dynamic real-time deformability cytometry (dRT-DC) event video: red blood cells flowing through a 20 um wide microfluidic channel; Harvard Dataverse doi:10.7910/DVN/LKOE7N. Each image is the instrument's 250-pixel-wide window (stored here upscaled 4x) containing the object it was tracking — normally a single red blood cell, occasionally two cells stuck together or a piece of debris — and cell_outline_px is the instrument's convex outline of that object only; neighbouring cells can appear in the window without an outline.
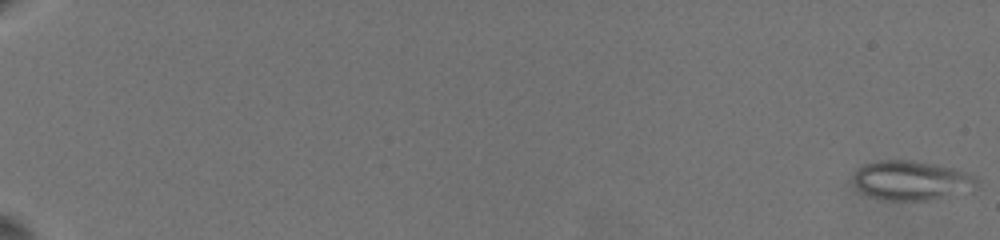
{"species": "common noctule bat (a hibernating species)", "species_latin": "Nyctalus noctula", "temperature_condition": "warm", "stored_images_in_passage": 76, "camera_frame_rate_fps": 3000, "um_per_image_px": 0.085, "animal": {"sex": "female", "body_mass_g": 19.5, "forearm_length_mm": 54.1}, "frame": {"image": 1, "passage_image": 1, "time_ms": 0.0, "image_size_px": [1000, 240], "cell_outline_px": [[976, 188], [972, 192], [928, 200], [892, 200], [872, 196], [856, 188], [852, 180], [852, 176], [864, 164], [876, 160], [912, 160], [936, 164], [968, 172], [976, 176]], "centroid_in_image_um": [77.52, 15.33], "position_along_channel_um": 7.5, "area_um2": 28.55}}
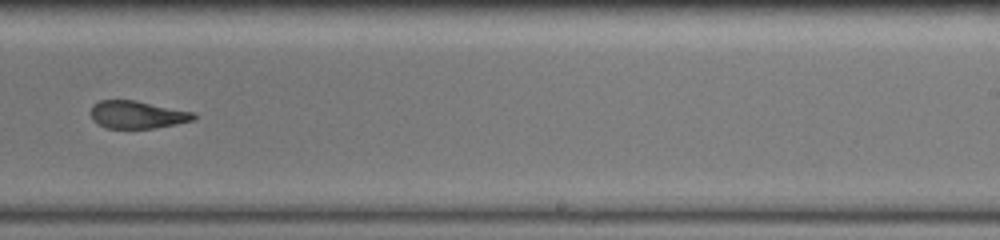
{"frame": {"image": 2, "passage_image": 46, "time_ms": 14.333, "image_size_px": [1000, 240], "cell_outline_px": [[196, 120], [176, 124], [152, 128], [108, 128], [92, 120], [88, 112], [92, 104], [100, 100], [136, 100], [196, 112]], "centroid_in_image_um": [11.67, 9.73], "position_along_channel_um": 277.3, "area_um2": 16.88}}
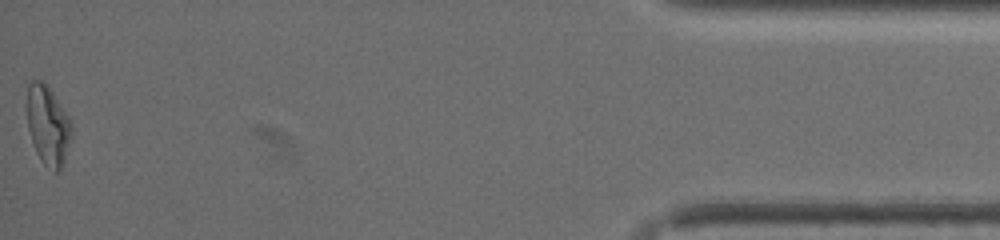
{"frame": {"image": 3, "passage_image": 76, "time_ms": 20.667, "image_size_px": [1000, 240], "cell_outline_px": [[72, 136], [64, 160], [60, 168], [56, 172], [44, 164], [40, 160], [32, 144], [28, 128], [24, 108], [28, 84], [32, 80], [40, 80], [48, 84], [68, 116], [72, 124]], "centroid_in_image_um": [4.03, 10.58], "position_along_channel_um": 431.2, "area_um2": 21.15}, "authors_computed_cell_mechanics": {"area_um2": 19.5653, "velocity_mm_per_s": 3.6034, "shape_relaxation_time_tau1_ms": 8.6162, "shape_relaxation_time_tau2_ms": 3.8713, "deformation_change_tau1": 0.2112, "deformation_change_tau2": 0.1292}}